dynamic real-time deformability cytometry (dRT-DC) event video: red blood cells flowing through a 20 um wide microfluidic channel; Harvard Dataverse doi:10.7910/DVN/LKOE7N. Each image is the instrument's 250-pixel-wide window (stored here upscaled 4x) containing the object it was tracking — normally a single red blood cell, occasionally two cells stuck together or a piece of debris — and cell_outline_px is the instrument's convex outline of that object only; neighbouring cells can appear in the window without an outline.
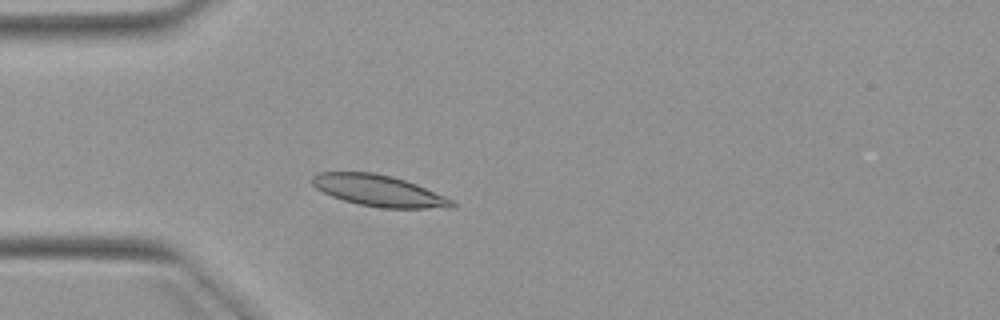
{"species": "Egyptian fruit bat (a non-hibernating species)", "species_latin": "Rousettus aegyptiacus", "temperature_condition": "warm", "stored_images_in_passage": 2, "camera_frame_rate_fps": 3000, "um_per_image_px": 0.085, "animal": {"sex": "female"}, "frame": {"image": 1, "passage_image": 2, "time_ms": 2.0, "image_size_px": [1000, 320], "cell_outline_px": [[456, 208], [380, 208], [356, 204], [332, 196], [316, 188], [312, 184], [312, 176], [320, 172], [376, 172], [392, 176], [416, 184], [444, 196], [452, 200], [456, 204]], "centroid_in_image_um": [32.2, 16.21], "position_along_channel_um": 52.8, "area_um2": 25.49}}